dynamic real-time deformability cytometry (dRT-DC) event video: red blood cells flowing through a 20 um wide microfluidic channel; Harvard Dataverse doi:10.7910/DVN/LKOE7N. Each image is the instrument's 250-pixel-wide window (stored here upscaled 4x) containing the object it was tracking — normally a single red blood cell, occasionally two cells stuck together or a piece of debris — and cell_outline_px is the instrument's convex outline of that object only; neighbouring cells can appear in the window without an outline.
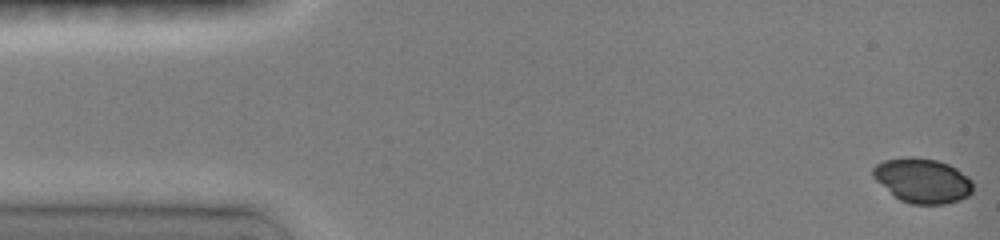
{"species": "common noctule bat (a hibernating species)", "species_latin": "Nyctalus noctula", "temperature_condition": "room temperature", "stored_images_in_passage": 60, "camera_frame_rate_fps": 3000, "um_per_image_px": 0.085, "animal": {"sex": "female", "body_mass_g": 19.0, "forearm_length_mm": 51.5}, "frame": {"image": 1, "passage_image": 1, "time_ms": 0.0, "image_size_px": [1000, 240], "cell_outline_px": [[972, 192], [968, 196], [960, 200], [944, 204], [912, 204], [900, 200], [876, 180], [872, 176], [872, 168], [876, 164], [884, 160], [908, 156], [912, 156], [936, 160], [948, 164], [956, 168], [968, 176], [972, 180]], "centroid_in_image_um": [78.42, 15.34], "position_along_channel_um": 6.6, "area_um2": 26.01}}
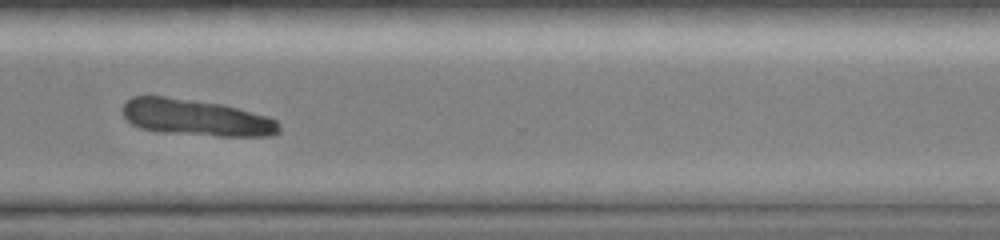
{"frame": {"image": 2, "passage_image": 45, "time_ms": 11.667, "image_size_px": [1000, 240], "cell_outline_px": [[280, 132], [272, 136], [216, 136], [164, 132], [140, 128], [132, 124], [124, 116], [124, 104], [132, 96], [164, 96], [196, 100], [224, 104], [268, 116], [276, 120], [280, 128]], "centroid_in_image_um": [16.71, 9.99], "position_along_channel_um": 353.9, "area_um2": 33.23}}
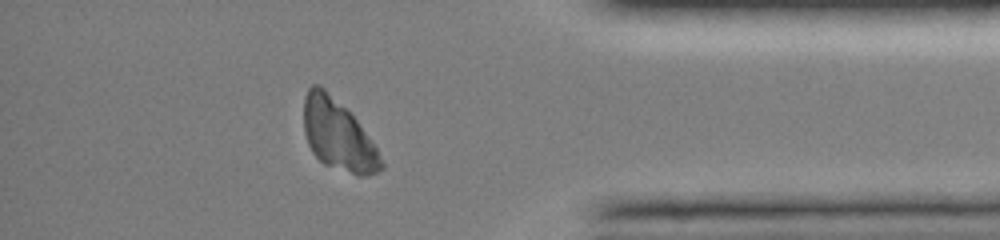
{"frame": {"image": 3, "passage_image": 51, "time_ms": 13.333, "image_size_px": [1000, 240], "cell_outline_px": [[384, 168], [368, 176], [356, 176], [324, 164], [312, 152], [308, 144], [304, 132], [304, 96], [308, 88], [312, 84], [320, 84], [356, 120], [376, 148], [384, 164]], "centroid_in_image_um": [28.71, 11.5], "position_along_channel_um": 406.5, "area_um2": 31.5}}